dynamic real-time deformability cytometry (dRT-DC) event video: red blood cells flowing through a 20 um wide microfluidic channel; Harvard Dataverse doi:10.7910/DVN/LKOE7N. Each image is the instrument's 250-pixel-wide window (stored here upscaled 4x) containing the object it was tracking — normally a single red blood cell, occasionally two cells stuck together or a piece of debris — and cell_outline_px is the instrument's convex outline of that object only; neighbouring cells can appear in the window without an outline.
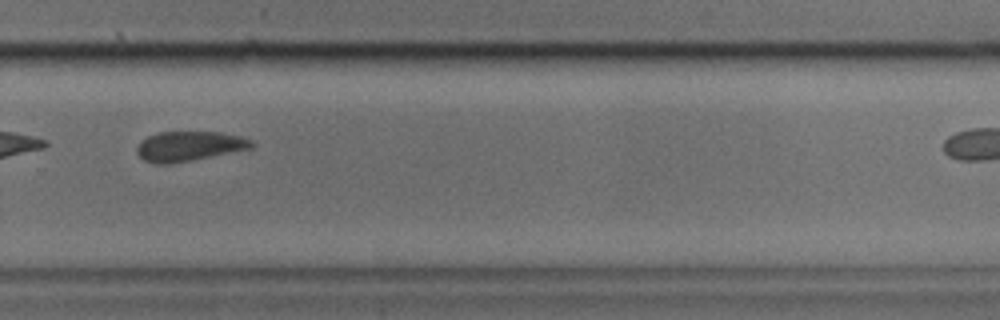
{"species": "common noctule bat (a hibernating species)", "species_latin": "Nyctalus noctula", "temperature_condition": "cold", "stored_images_in_passage": 22, "camera_frame_rate_fps": 3000, "um_per_image_px": 0.085, "animal": {"sex": "male", "body_mass_g": 17.9, "forearm_length_mm": 54.2}, "frame": {"image": 1, "passage_image": 16, "time_ms": 5.0, "image_size_px": [1000, 320], "cell_outline_px": [[256, 144], [252, 148], [192, 160], [164, 164], [156, 164], [144, 160], [136, 152], [136, 148], [140, 140], [148, 136], [160, 132], [220, 132], [240, 136], [252, 140]], "centroid_in_image_um": [16.07, 12.42], "position_along_channel_um": 313.7, "area_um2": 19.88}}